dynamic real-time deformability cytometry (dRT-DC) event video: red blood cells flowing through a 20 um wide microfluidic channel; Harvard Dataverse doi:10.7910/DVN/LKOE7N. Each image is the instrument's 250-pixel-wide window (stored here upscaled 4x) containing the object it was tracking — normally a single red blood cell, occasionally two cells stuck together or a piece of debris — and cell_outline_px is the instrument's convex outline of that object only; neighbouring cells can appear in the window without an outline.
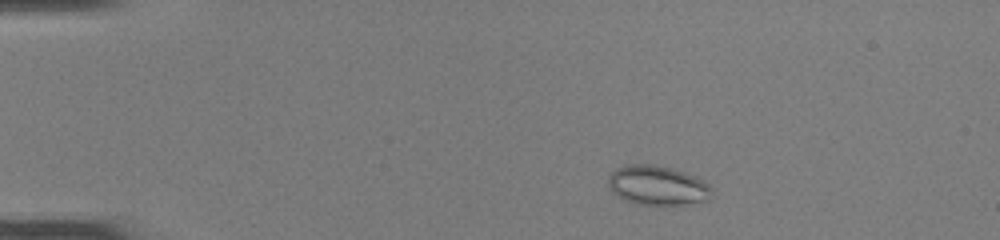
{"species": "common noctule bat (a hibernating species)", "species_latin": "Nyctalus noctula", "temperature_condition": "room temperature", "stored_images_in_passage": 45, "camera_frame_rate_fps": 3000, "um_per_image_px": 0.085, "animal": {"sex": "female", "body_mass_g": 22.0, "forearm_length_mm": 56.7}, "frame": {"image": 1, "passage_image": 5, "time_ms": 1.333, "image_size_px": [1000, 240], "cell_outline_px": [[712, 188], [708, 200], [680, 204], [636, 204], [624, 200], [612, 192], [608, 188], [608, 176], [616, 168], [624, 164], [652, 164], [672, 168], [684, 172], [704, 180]], "centroid_in_image_um": [55.83, 15.74], "position_along_channel_um": 29.2, "area_um2": 23.81}}
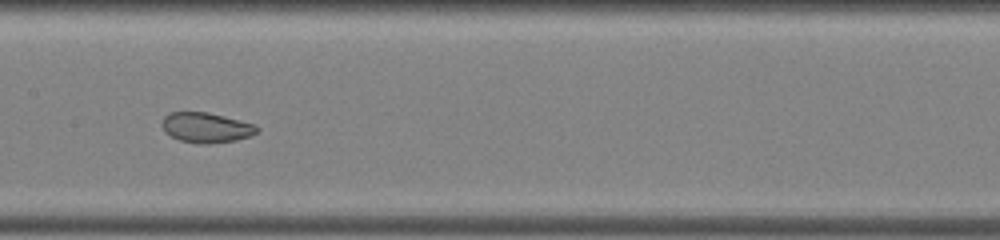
{"frame": {"image": 2, "passage_image": 22, "time_ms": 7.0, "image_size_px": [1000, 240], "cell_outline_px": [[260, 128], [252, 136], [236, 140], [208, 144], [200, 144], [180, 140], [164, 132], [160, 124], [164, 116], [172, 112], [208, 112], [256, 124]], "centroid_in_image_um": [17.53, 10.84], "position_along_channel_um": 189.9, "area_um2": 16.82}}
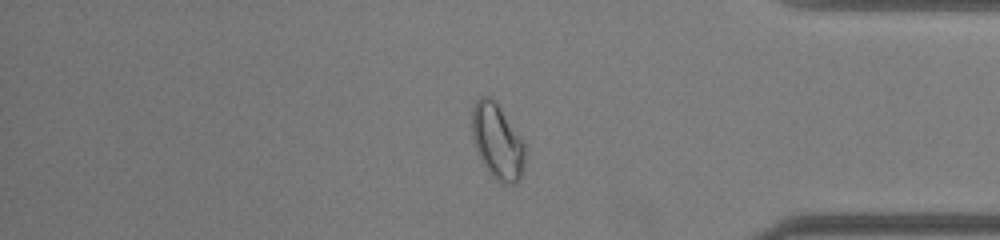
{"frame": {"image": 3, "passage_image": 38, "time_ms": 12.333, "image_size_px": [1000, 240], "cell_outline_px": [[524, 164], [520, 176], [512, 184], [504, 184], [496, 180], [488, 172], [472, 140], [472, 108], [476, 100], [480, 96], [488, 96], [496, 100], [524, 144]], "centroid_in_image_um": [42.24, 11.99], "position_along_channel_um": 393.0, "area_um2": 22.95}, "authors_computed_cell_mechanics": {"area_um2": 22.1952, "velocity_mm_per_s": 4.1141, "shape_relaxation_time_tau1_ms": null, "shape_relaxation_time_tau2_ms": 0.9978, "deformation_change_tau1": null, "deformation_change_tau2": 0.0613}}